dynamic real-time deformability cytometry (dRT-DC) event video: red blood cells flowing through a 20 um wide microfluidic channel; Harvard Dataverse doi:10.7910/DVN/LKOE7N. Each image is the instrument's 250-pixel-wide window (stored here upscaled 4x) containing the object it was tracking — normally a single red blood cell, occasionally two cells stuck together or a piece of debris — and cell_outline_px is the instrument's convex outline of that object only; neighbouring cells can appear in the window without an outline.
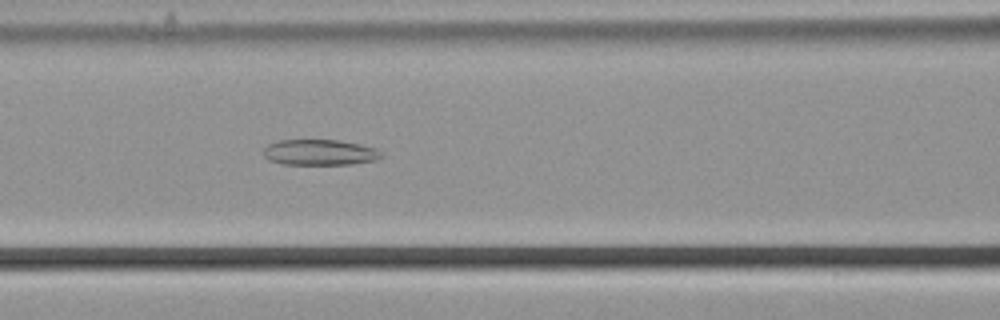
{"species": "common noctule bat (a hibernating species)", "species_latin": "Nyctalus noctula", "temperature_condition": "cold", "stored_images_in_passage": 10, "camera_frame_rate_fps": 3000, "um_per_image_px": 0.085, "animal": {"sex": "male", "body_mass_g": 21.5, "forearm_length_mm": 52.0}, "frame": {"image": 1, "passage_image": 7, "time_ms": 2.0, "image_size_px": [1000, 320], "cell_outline_px": [[384, 156], [376, 160], [352, 164], [284, 164], [268, 160], [264, 156], [264, 148], [268, 144], [280, 140], [340, 140], [360, 144], [376, 148]], "centroid_in_image_um": [27.19, 12.95], "position_along_channel_um": 139.4, "area_um2": 17.69}}